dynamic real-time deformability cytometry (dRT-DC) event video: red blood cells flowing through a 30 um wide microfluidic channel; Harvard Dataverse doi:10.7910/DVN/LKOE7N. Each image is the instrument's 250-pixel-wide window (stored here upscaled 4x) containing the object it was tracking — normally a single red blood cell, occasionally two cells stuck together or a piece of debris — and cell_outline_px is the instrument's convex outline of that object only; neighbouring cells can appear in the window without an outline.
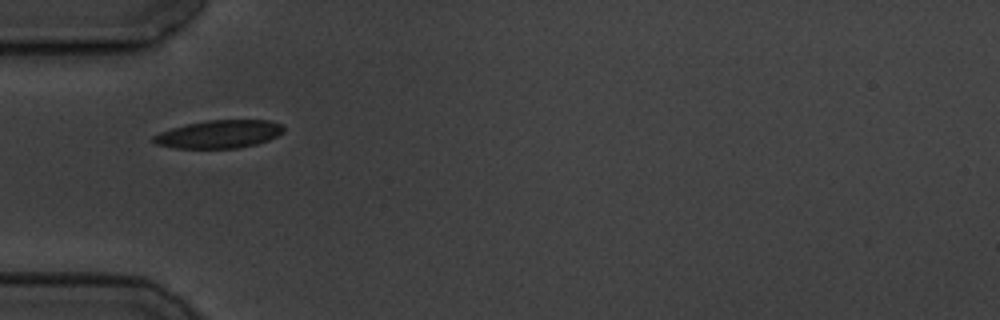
{"species": "common noctule bat (a hibernating species)", "species_latin": "Nyctalus noctula", "temperature_condition": "cold", "stored_images_in_passage": 6, "camera_frame_rate_fps": 3000, "um_per_image_px": 0.085, "animal": {"sex": "male", "body_mass_g": 19.5, "forearm_length_mm": 54.6}, "frame": {"image": 1, "passage_image": 5, "time_ms": 4.667, "image_size_px": [1000, 320], "cell_outline_px": [[284, 132], [268, 140], [256, 144], [236, 148], [176, 148], [156, 144], [152, 140], [152, 136], [160, 132], [172, 128], [188, 124], [208, 120], [268, 120], [280, 124], [284, 128]], "centroid_in_image_um": [18.62, 11.4], "position_along_channel_um": 66.4, "area_um2": 21.04}}
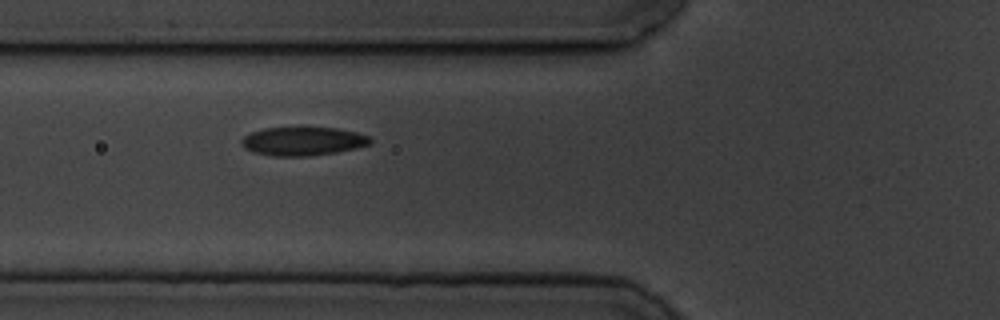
{"frame": {"image": 2, "passage_image": 6, "time_ms": 5.667, "image_size_px": [1000, 320], "cell_outline_px": [[372, 144], [356, 148], [336, 152], [308, 156], [272, 156], [252, 152], [244, 148], [240, 144], [240, 140], [244, 136], [252, 132], [264, 128], [300, 124], [336, 128], [356, 132], [368, 136], [372, 140]], "centroid_in_image_um": [25.71, 11.96], "position_along_channel_um": 100.1, "area_um2": 22.48}}